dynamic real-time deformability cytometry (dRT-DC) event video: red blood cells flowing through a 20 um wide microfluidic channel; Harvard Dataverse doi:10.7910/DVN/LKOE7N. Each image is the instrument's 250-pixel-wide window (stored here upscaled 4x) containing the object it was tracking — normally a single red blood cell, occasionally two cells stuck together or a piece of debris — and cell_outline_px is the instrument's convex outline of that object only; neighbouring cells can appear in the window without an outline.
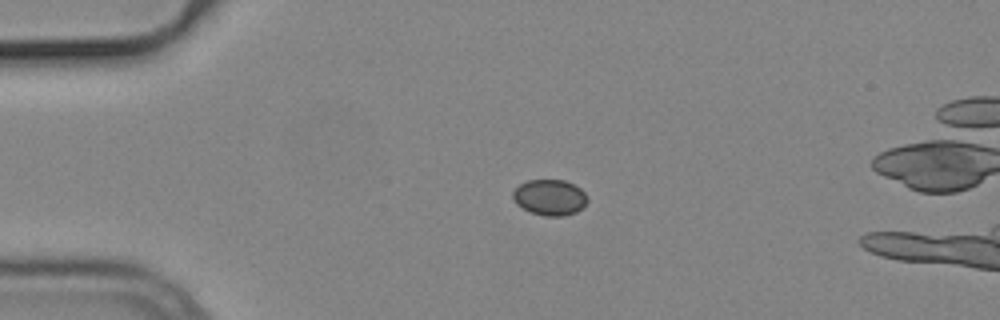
{"species": "common noctule bat (a hibernating species)", "species_latin": "Nyctalus noctula", "temperature_condition": "cold", "stored_images_in_passage": 44, "camera_frame_rate_fps": 3000, "um_per_image_px": 0.085, "animal": {"sex": "male", "body_mass_g": 19.2, "forearm_length_mm": 51.8}, "frame": {"image": 1, "passage_image": 1, "time_ms": 0.0, "image_size_px": [1000, 320], "cell_outline_px": [[588, 200], [576, 212], [564, 216], [544, 216], [532, 212], [516, 204], [512, 196], [512, 192], [520, 184], [528, 180], [564, 180], [580, 188], [584, 192]], "centroid_in_image_um": [46.71, 16.77], "position_along_channel_um": 38.3, "area_um2": 15.37}}
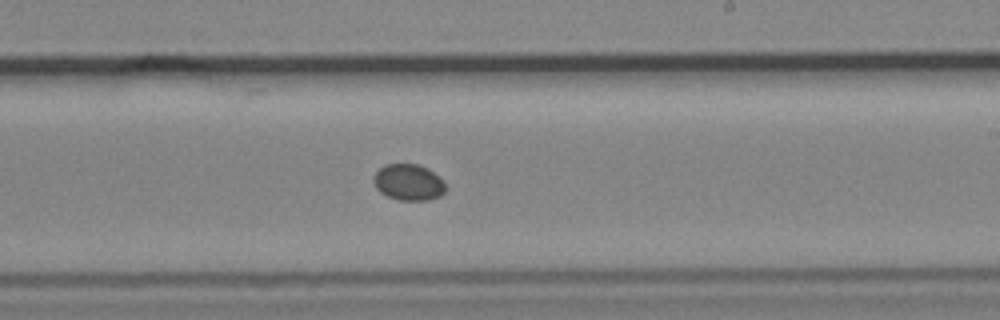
{"frame": {"image": 2, "passage_image": 21, "time_ms": 6.667, "image_size_px": [1000, 320], "cell_outline_px": [[444, 192], [440, 196], [428, 200], [400, 200], [388, 196], [380, 192], [376, 188], [372, 180], [372, 176], [384, 164], [416, 164], [428, 168], [444, 180]], "centroid_in_image_um": [34.71, 15.49], "position_along_channel_um": 254.3, "area_um2": 15.26}}
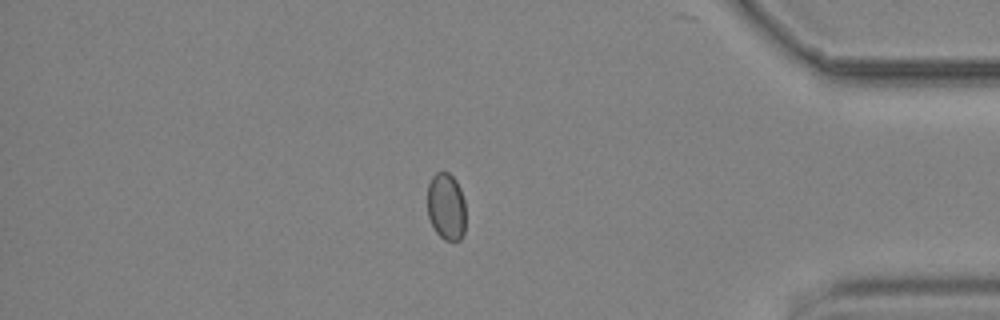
{"frame": {"image": 3, "passage_image": 35, "time_ms": 11.333, "image_size_px": [1000, 320], "cell_outline_px": [[464, 232], [460, 240], [444, 240], [436, 232], [428, 216], [428, 184], [432, 176], [436, 172], [448, 172], [456, 180], [460, 188], [464, 200]], "centroid_in_image_um": [37.92, 17.54], "position_along_channel_um": 397.3, "area_um2": 14.91}}